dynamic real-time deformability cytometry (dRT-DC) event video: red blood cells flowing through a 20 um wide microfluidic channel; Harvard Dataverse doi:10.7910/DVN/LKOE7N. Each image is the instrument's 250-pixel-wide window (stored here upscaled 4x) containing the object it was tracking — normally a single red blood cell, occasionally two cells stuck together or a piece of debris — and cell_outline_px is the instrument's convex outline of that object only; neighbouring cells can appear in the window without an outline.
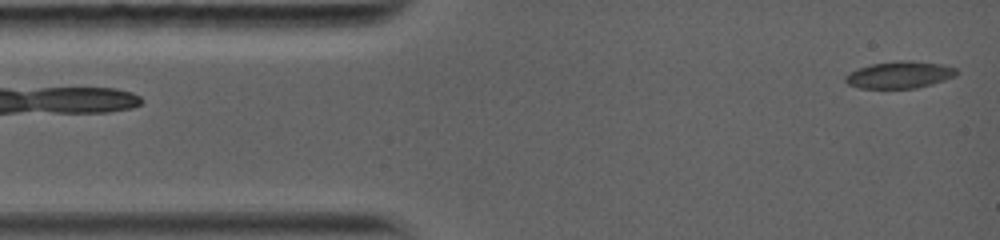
{"species": "common noctule bat (a hibernating species)", "species_latin": "Nyctalus noctula", "temperature_condition": "warm", "stored_images_in_passage": 52, "camera_frame_rate_fps": 5000, "um_per_image_px": 0.085, "animal": {"sex": "female", "body_mass_g": 19.0, "forearm_length_mm": 56.7}, "frame": {"image": 1, "passage_image": 1, "time_ms": 0.0, "image_size_px": [1000, 240], "cell_outline_px": [[956, 72], [952, 76], [928, 84], [912, 88], [864, 88], [848, 84], [848, 76], [852, 72], [860, 68], [876, 64], [932, 64], [952, 68]], "centroid_in_image_um": [76.38, 6.43], "position_along_channel_um": 8.6, "area_um2": 15.14}}
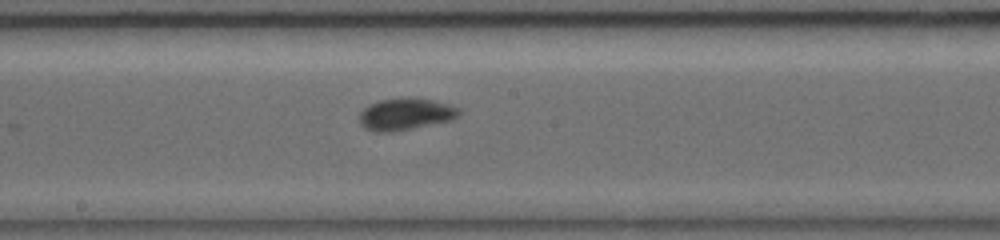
{"frame": {"image": 2, "passage_image": 16, "time_ms": 6.8, "image_size_px": [1000, 240], "cell_outline_px": [[456, 116], [444, 120], [408, 128], [380, 132], [368, 128], [360, 120], [360, 116], [372, 104], [380, 100], [428, 100], [456, 108]], "centroid_in_image_um": [34.39, 9.71], "position_along_channel_um": 213.8, "area_um2": 16.07}}
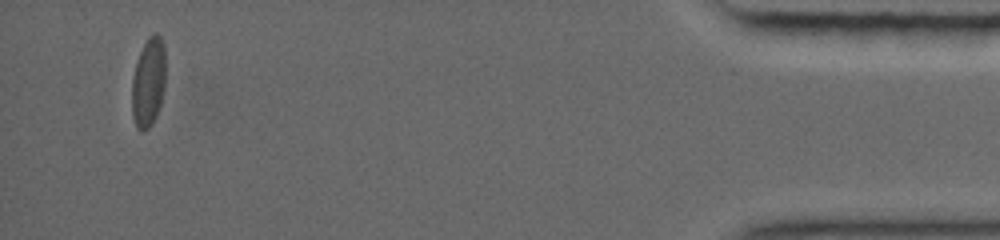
{"frame": {"image": 3, "passage_image": 45, "time_ms": 14.4, "image_size_px": [1000, 240], "cell_outline_px": [[164, 80], [160, 104], [148, 128], [140, 128], [136, 124], [132, 112], [132, 84], [136, 64], [144, 44], [152, 36], [160, 36], [164, 56]], "centroid_in_image_um": [12.59, 7.0], "position_along_channel_um": 422.6, "area_um2": 16.18}, "authors_computed_cell_mechanics": {"area_um2": 15.8661, "velocity_mm_per_s": 4.0427, "shape_relaxation_time_tau1_ms": 4.4332, "shape_relaxation_time_tau2_ms": null, "deformation_change_tau1": 0.1578, "deformation_change_tau2": null}}